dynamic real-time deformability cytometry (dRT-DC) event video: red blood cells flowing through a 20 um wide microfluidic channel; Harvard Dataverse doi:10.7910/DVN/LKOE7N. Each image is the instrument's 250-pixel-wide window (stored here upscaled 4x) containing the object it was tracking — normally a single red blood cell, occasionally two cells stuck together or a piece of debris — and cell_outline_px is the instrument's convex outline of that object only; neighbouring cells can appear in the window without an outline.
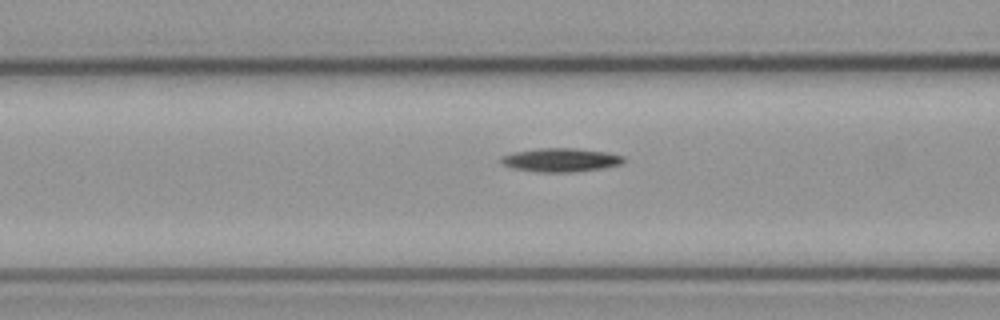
{"species": "common noctule bat (a hibernating species)", "species_latin": "Nyctalus noctula", "temperature_condition": "cold", "stored_images_in_passage": 14, "camera_frame_rate_fps": 3000, "um_per_image_px": 0.085, "animal": {"sex": "male", "body_mass_g": 23.1, "forearm_length_mm": 52.7}, "frame": {"image": 1, "passage_image": 12, "time_ms": 3.667, "image_size_px": [1000, 320], "cell_outline_px": [[624, 160], [620, 164], [600, 168], [572, 172], [536, 172], [516, 168], [504, 164], [500, 160], [500, 156], [516, 152], [540, 148], [576, 148], [608, 152], [624, 156]], "centroid_in_image_um": [47.68, 13.59], "position_along_channel_um": 118.9, "area_um2": 16.65}}